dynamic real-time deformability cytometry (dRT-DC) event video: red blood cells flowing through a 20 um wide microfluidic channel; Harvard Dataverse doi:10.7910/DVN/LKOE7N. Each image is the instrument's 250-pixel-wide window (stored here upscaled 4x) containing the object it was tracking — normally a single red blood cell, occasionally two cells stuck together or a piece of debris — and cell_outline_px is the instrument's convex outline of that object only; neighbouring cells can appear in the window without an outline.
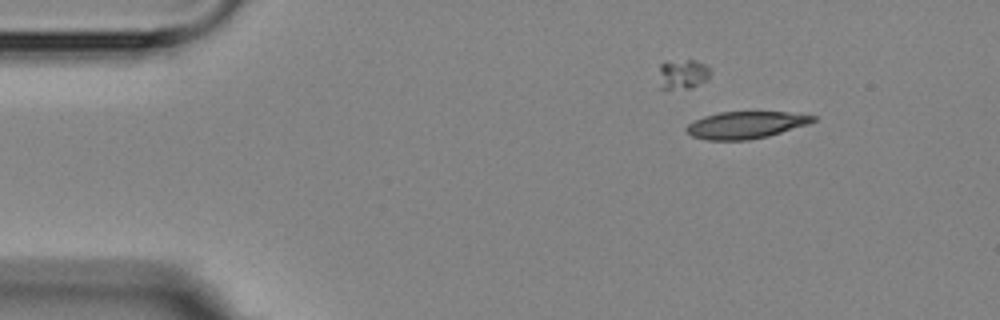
{"species": "Egyptian fruit bat (a non-hibernating species)", "species_latin": "Rousettus aegyptiacus", "temperature_condition": "room temperature", "stored_images_in_passage": 4, "camera_frame_rate_fps": 3000, "um_per_image_px": 0.085, "animal": {"sex": "female"}, "frame": {"image": 1, "passage_image": 1, "time_ms": 0.0, "image_size_px": [1000, 320], "cell_outline_px": [[816, 120], [808, 124], [768, 136], [748, 140], [708, 140], [692, 136], [684, 128], [688, 124], [704, 116], [720, 112], [788, 112], [816, 116]], "centroid_in_image_um": [63.39, 10.62], "position_along_channel_um": 21.6, "area_um2": 19.83}}